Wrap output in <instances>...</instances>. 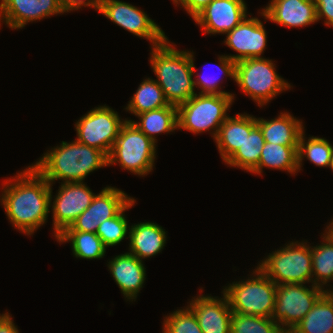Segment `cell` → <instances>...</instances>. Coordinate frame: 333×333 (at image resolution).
<instances>
[{
	"label": "cell",
	"instance_id": "1",
	"mask_svg": "<svg viewBox=\"0 0 333 333\" xmlns=\"http://www.w3.org/2000/svg\"><path fill=\"white\" fill-rule=\"evenodd\" d=\"M22 171L4 181L0 200L13 227L31 236L47 220L51 186L33 166Z\"/></svg>",
	"mask_w": 333,
	"mask_h": 333
},
{
	"label": "cell",
	"instance_id": "2",
	"mask_svg": "<svg viewBox=\"0 0 333 333\" xmlns=\"http://www.w3.org/2000/svg\"><path fill=\"white\" fill-rule=\"evenodd\" d=\"M53 186L55 180L62 183L84 182L91 172L108 166V156L97 148L78 142L62 141L51 148L32 165Z\"/></svg>",
	"mask_w": 333,
	"mask_h": 333
},
{
	"label": "cell",
	"instance_id": "3",
	"mask_svg": "<svg viewBox=\"0 0 333 333\" xmlns=\"http://www.w3.org/2000/svg\"><path fill=\"white\" fill-rule=\"evenodd\" d=\"M167 38L163 43L152 46L150 64L157 76L155 80L162 88L169 104L178 106L187 102L194 91V53L176 50ZM173 46V47H172Z\"/></svg>",
	"mask_w": 333,
	"mask_h": 333
},
{
	"label": "cell",
	"instance_id": "4",
	"mask_svg": "<svg viewBox=\"0 0 333 333\" xmlns=\"http://www.w3.org/2000/svg\"><path fill=\"white\" fill-rule=\"evenodd\" d=\"M233 95L195 94L177 106L178 129L199 134L213 130L215 140L220 126L229 117L228 109L234 102Z\"/></svg>",
	"mask_w": 333,
	"mask_h": 333
},
{
	"label": "cell",
	"instance_id": "5",
	"mask_svg": "<svg viewBox=\"0 0 333 333\" xmlns=\"http://www.w3.org/2000/svg\"><path fill=\"white\" fill-rule=\"evenodd\" d=\"M255 269L252 279L229 284L224 287L223 292L228 298L232 312L271 318L277 284L258 267Z\"/></svg>",
	"mask_w": 333,
	"mask_h": 333
},
{
	"label": "cell",
	"instance_id": "6",
	"mask_svg": "<svg viewBox=\"0 0 333 333\" xmlns=\"http://www.w3.org/2000/svg\"><path fill=\"white\" fill-rule=\"evenodd\" d=\"M271 59L249 58L236 62L235 82L259 107L264 106L291 85L279 76Z\"/></svg>",
	"mask_w": 333,
	"mask_h": 333
},
{
	"label": "cell",
	"instance_id": "7",
	"mask_svg": "<svg viewBox=\"0 0 333 333\" xmlns=\"http://www.w3.org/2000/svg\"><path fill=\"white\" fill-rule=\"evenodd\" d=\"M257 267L277 285L313 283L311 246L304 241L288 243Z\"/></svg>",
	"mask_w": 333,
	"mask_h": 333
},
{
	"label": "cell",
	"instance_id": "8",
	"mask_svg": "<svg viewBox=\"0 0 333 333\" xmlns=\"http://www.w3.org/2000/svg\"><path fill=\"white\" fill-rule=\"evenodd\" d=\"M155 158L156 143L131 121H126L108 155V165L119 163L123 169L145 176L153 170Z\"/></svg>",
	"mask_w": 333,
	"mask_h": 333
},
{
	"label": "cell",
	"instance_id": "9",
	"mask_svg": "<svg viewBox=\"0 0 333 333\" xmlns=\"http://www.w3.org/2000/svg\"><path fill=\"white\" fill-rule=\"evenodd\" d=\"M311 287L295 283L277 285L271 318L284 332H291L326 292L324 288L313 284Z\"/></svg>",
	"mask_w": 333,
	"mask_h": 333
},
{
	"label": "cell",
	"instance_id": "10",
	"mask_svg": "<svg viewBox=\"0 0 333 333\" xmlns=\"http://www.w3.org/2000/svg\"><path fill=\"white\" fill-rule=\"evenodd\" d=\"M126 121L106 105L95 107L76 122L77 141L97 148L108 156Z\"/></svg>",
	"mask_w": 333,
	"mask_h": 333
},
{
	"label": "cell",
	"instance_id": "11",
	"mask_svg": "<svg viewBox=\"0 0 333 333\" xmlns=\"http://www.w3.org/2000/svg\"><path fill=\"white\" fill-rule=\"evenodd\" d=\"M97 11L135 36L149 40L152 46H157L167 39L154 20L143 10L129 3L119 0H100Z\"/></svg>",
	"mask_w": 333,
	"mask_h": 333
},
{
	"label": "cell",
	"instance_id": "12",
	"mask_svg": "<svg viewBox=\"0 0 333 333\" xmlns=\"http://www.w3.org/2000/svg\"><path fill=\"white\" fill-rule=\"evenodd\" d=\"M50 205H52L54 236L57 238L90 205L96 194L83 182L61 183L52 203V185Z\"/></svg>",
	"mask_w": 333,
	"mask_h": 333
},
{
	"label": "cell",
	"instance_id": "13",
	"mask_svg": "<svg viewBox=\"0 0 333 333\" xmlns=\"http://www.w3.org/2000/svg\"><path fill=\"white\" fill-rule=\"evenodd\" d=\"M132 199L124 191L107 186L94 196L91 205L64 231L96 233L103 221L116 216Z\"/></svg>",
	"mask_w": 333,
	"mask_h": 333
},
{
	"label": "cell",
	"instance_id": "14",
	"mask_svg": "<svg viewBox=\"0 0 333 333\" xmlns=\"http://www.w3.org/2000/svg\"><path fill=\"white\" fill-rule=\"evenodd\" d=\"M247 17L244 0H212L195 18L204 33L226 34Z\"/></svg>",
	"mask_w": 333,
	"mask_h": 333
},
{
	"label": "cell",
	"instance_id": "15",
	"mask_svg": "<svg viewBox=\"0 0 333 333\" xmlns=\"http://www.w3.org/2000/svg\"><path fill=\"white\" fill-rule=\"evenodd\" d=\"M63 13L61 0H1L0 2V23L3 20L11 29H22L29 22Z\"/></svg>",
	"mask_w": 333,
	"mask_h": 333
},
{
	"label": "cell",
	"instance_id": "16",
	"mask_svg": "<svg viewBox=\"0 0 333 333\" xmlns=\"http://www.w3.org/2000/svg\"><path fill=\"white\" fill-rule=\"evenodd\" d=\"M224 43L238 52L236 55H227L237 62L249 58H261L267 46V34L263 23L256 17H246L240 24L226 33Z\"/></svg>",
	"mask_w": 333,
	"mask_h": 333
},
{
	"label": "cell",
	"instance_id": "17",
	"mask_svg": "<svg viewBox=\"0 0 333 333\" xmlns=\"http://www.w3.org/2000/svg\"><path fill=\"white\" fill-rule=\"evenodd\" d=\"M222 293L221 299L205 295L194 297L188 305L203 333H230L232 311L226 294Z\"/></svg>",
	"mask_w": 333,
	"mask_h": 333
},
{
	"label": "cell",
	"instance_id": "18",
	"mask_svg": "<svg viewBox=\"0 0 333 333\" xmlns=\"http://www.w3.org/2000/svg\"><path fill=\"white\" fill-rule=\"evenodd\" d=\"M260 13L281 26L303 27L318 21L315 0H271Z\"/></svg>",
	"mask_w": 333,
	"mask_h": 333
},
{
	"label": "cell",
	"instance_id": "19",
	"mask_svg": "<svg viewBox=\"0 0 333 333\" xmlns=\"http://www.w3.org/2000/svg\"><path fill=\"white\" fill-rule=\"evenodd\" d=\"M144 262L129 252L117 255L108 262V268L121 293L128 300L136 301L146 279Z\"/></svg>",
	"mask_w": 333,
	"mask_h": 333
},
{
	"label": "cell",
	"instance_id": "20",
	"mask_svg": "<svg viewBox=\"0 0 333 333\" xmlns=\"http://www.w3.org/2000/svg\"><path fill=\"white\" fill-rule=\"evenodd\" d=\"M257 125L256 117L236 114L228 117L220 126L215 142L222 160L226 162L245 141L246 135Z\"/></svg>",
	"mask_w": 333,
	"mask_h": 333
},
{
	"label": "cell",
	"instance_id": "21",
	"mask_svg": "<svg viewBox=\"0 0 333 333\" xmlns=\"http://www.w3.org/2000/svg\"><path fill=\"white\" fill-rule=\"evenodd\" d=\"M129 253L139 260L160 253L166 244V232L157 223L141 222L129 228Z\"/></svg>",
	"mask_w": 333,
	"mask_h": 333
},
{
	"label": "cell",
	"instance_id": "22",
	"mask_svg": "<svg viewBox=\"0 0 333 333\" xmlns=\"http://www.w3.org/2000/svg\"><path fill=\"white\" fill-rule=\"evenodd\" d=\"M277 117L272 120L256 118L265 142L279 145H298L300 135L304 131L302 121L287 112H281Z\"/></svg>",
	"mask_w": 333,
	"mask_h": 333
},
{
	"label": "cell",
	"instance_id": "23",
	"mask_svg": "<svg viewBox=\"0 0 333 333\" xmlns=\"http://www.w3.org/2000/svg\"><path fill=\"white\" fill-rule=\"evenodd\" d=\"M290 333H333V294L325 292Z\"/></svg>",
	"mask_w": 333,
	"mask_h": 333
},
{
	"label": "cell",
	"instance_id": "24",
	"mask_svg": "<svg viewBox=\"0 0 333 333\" xmlns=\"http://www.w3.org/2000/svg\"><path fill=\"white\" fill-rule=\"evenodd\" d=\"M298 145H279L265 142L260 156L259 164L251 171L261 174L264 167L287 171L295 174L298 172Z\"/></svg>",
	"mask_w": 333,
	"mask_h": 333
},
{
	"label": "cell",
	"instance_id": "25",
	"mask_svg": "<svg viewBox=\"0 0 333 333\" xmlns=\"http://www.w3.org/2000/svg\"><path fill=\"white\" fill-rule=\"evenodd\" d=\"M140 122L131 121L153 142H157L156 134L171 133L178 128L177 106L170 104L156 110L146 111L136 115Z\"/></svg>",
	"mask_w": 333,
	"mask_h": 333
},
{
	"label": "cell",
	"instance_id": "26",
	"mask_svg": "<svg viewBox=\"0 0 333 333\" xmlns=\"http://www.w3.org/2000/svg\"><path fill=\"white\" fill-rule=\"evenodd\" d=\"M57 241L70 242L73 255L81 259H101L106 254V247L96 233L82 231H63Z\"/></svg>",
	"mask_w": 333,
	"mask_h": 333
},
{
	"label": "cell",
	"instance_id": "27",
	"mask_svg": "<svg viewBox=\"0 0 333 333\" xmlns=\"http://www.w3.org/2000/svg\"><path fill=\"white\" fill-rule=\"evenodd\" d=\"M169 105L158 83L154 79L146 78L141 82L125 109L136 116Z\"/></svg>",
	"mask_w": 333,
	"mask_h": 333
},
{
	"label": "cell",
	"instance_id": "28",
	"mask_svg": "<svg viewBox=\"0 0 333 333\" xmlns=\"http://www.w3.org/2000/svg\"><path fill=\"white\" fill-rule=\"evenodd\" d=\"M322 239L311 247L313 285L321 288L333 280V236L326 230Z\"/></svg>",
	"mask_w": 333,
	"mask_h": 333
},
{
	"label": "cell",
	"instance_id": "29",
	"mask_svg": "<svg viewBox=\"0 0 333 333\" xmlns=\"http://www.w3.org/2000/svg\"><path fill=\"white\" fill-rule=\"evenodd\" d=\"M264 144L260 127L256 125L250 134L246 135L242 146L225 163L251 172L259 164Z\"/></svg>",
	"mask_w": 333,
	"mask_h": 333
},
{
	"label": "cell",
	"instance_id": "30",
	"mask_svg": "<svg viewBox=\"0 0 333 333\" xmlns=\"http://www.w3.org/2000/svg\"><path fill=\"white\" fill-rule=\"evenodd\" d=\"M304 131L300 135L298 144V171L301 170L302 160L305 157L310 162L319 167H329L331 154L333 150L332 144L324 138L310 137L307 142L304 137Z\"/></svg>",
	"mask_w": 333,
	"mask_h": 333
},
{
	"label": "cell",
	"instance_id": "31",
	"mask_svg": "<svg viewBox=\"0 0 333 333\" xmlns=\"http://www.w3.org/2000/svg\"><path fill=\"white\" fill-rule=\"evenodd\" d=\"M136 200L133 198L116 216L103 221L96 231L105 247L119 244L128 232V221L124 212L134 206Z\"/></svg>",
	"mask_w": 333,
	"mask_h": 333
},
{
	"label": "cell",
	"instance_id": "32",
	"mask_svg": "<svg viewBox=\"0 0 333 333\" xmlns=\"http://www.w3.org/2000/svg\"><path fill=\"white\" fill-rule=\"evenodd\" d=\"M230 333H283L272 318L234 313L231 316Z\"/></svg>",
	"mask_w": 333,
	"mask_h": 333
},
{
	"label": "cell",
	"instance_id": "33",
	"mask_svg": "<svg viewBox=\"0 0 333 333\" xmlns=\"http://www.w3.org/2000/svg\"><path fill=\"white\" fill-rule=\"evenodd\" d=\"M186 307L164 318L162 333H203L196 315L188 306Z\"/></svg>",
	"mask_w": 333,
	"mask_h": 333
},
{
	"label": "cell",
	"instance_id": "34",
	"mask_svg": "<svg viewBox=\"0 0 333 333\" xmlns=\"http://www.w3.org/2000/svg\"><path fill=\"white\" fill-rule=\"evenodd\" d=\"M219 64L217 65L219 67V70L225 75L233 78L235 80V66L236 62L231 60L227 55L219 56L218 58ZM220 72V73H221ZM196 81L194 80V86L200 88L199 94H211V95H234L232 93L218 90L219 88V80L217 77H211V76H203L197 74ZM202 89V90H201Z\"/></svg>",
	"mask_w": 333,
	"mask_h": 333
},
{
	"label": "cell",
	"instance_id": "35",
	"mask_svg": "<svg viewBox=\"0 0 333 333\" xmlns=\"http://www.w3.org/2000/svg\"><path fill=\"white\" fill-rule=\"evenodd\" d=\"M318 21L324 18L327 26L333 27V0H315Z\"/></svg>",
	"mask_w": 333,
	"mask_h": 333
},
{
	"label": "cell",
	"instance_id": "36",
	"mask_svg": "<svg viewBox=\"0 0 333 333\" xmlns=\"http://www.w3.org/2000/svg\"><path fill=\"white\" fill-rule=\"evenodd\" d=\"M212 0H175L173 3L182 6L194 19Z\"/></svg>",
	"mask_w": 333,
	"mask_h": 333
},
{
	"label": "cell",
	"instance_id": "37",
	"mask_svg": "<svg viewBox=\"0 0 333 333\" xmlns=\"http://www.w3.org/2000/svg\"><path fill=\"white\" fill-rule=\"evenodd\" d=\"M100 0H61L64 12L80 9L82 6L98 10Z\"/></svg>",
	"mask_w": 333,
	"mask_h": 333
},
{
	"label": "cell",
	"instance_id": "38",
	"mask_svg": "<svg viewBox=\"0 0 333 333\" xmlns=\"http://www.w3.org/2000/svg\"><path fill=\"white\" fill-rule=\"evenodd\" d=\"M0 333H19L8 312L0 319Z\"/></svg>",
	"mask_w": 333,
	"mask_h": 333
},
{
	"label": "cell",
	"instance_id": "39",
	"mask_svg": "<svg viewBox=\"0 0 333 333\" xmlns=\"http://www.w3.org/2000/svg\"><path fill=\"white\" fill-rule=\"evenodd\" d=\"M327 230L333 236V219L331 220L330 224L327 226Z\"/></svg>",
	"mask_w": 333,
	"mask_h": 333
},
{
	"label": "cell",
	"instance_id": "40",
	"mask_svg": "<svg viewBox=\"0 0 333 333\" xmlns=\"http://www.w3.org/2000/svg\"><path fill=\"white\" fill-rule=\"evenodd\" d=\"M330 169L333 171V150H332V154H331V160H330V165H329Z\"/></svg>",
	"mask_w": 333,
	"mask_h": 333
},
{
	"label": "cell",
	"instance_id": "41",
	"mask_svg": "<svg viewBox=\"0 0 333 333\" xmlns=\"http://www.w3.org/2000/svg\"><path fill=\"white\" fill-rule=\"evenodd\" d=\"M326 292L333 294V290L330 291L329 289H327Z\"/></svg>",
	"mask_w": 333,
	"mask_h": 333
},
{
	"label": "cell",
	"instance_id": "42",
	"mask_svg": "<svg viewBox=\"0 0 333 333\" xmlns=\"http://www.w3.org/2000/svg\"><path fill=\"white\" fill-rule=\"evenodd\" d=\"M6 313H7V312H5V313H4V314H2V315L0 314V319H1V318H2V317H3V316L6 314Z\"/></svg>",
	"mask_w": 333,
	"mask_h": 333
}]
</instances>
